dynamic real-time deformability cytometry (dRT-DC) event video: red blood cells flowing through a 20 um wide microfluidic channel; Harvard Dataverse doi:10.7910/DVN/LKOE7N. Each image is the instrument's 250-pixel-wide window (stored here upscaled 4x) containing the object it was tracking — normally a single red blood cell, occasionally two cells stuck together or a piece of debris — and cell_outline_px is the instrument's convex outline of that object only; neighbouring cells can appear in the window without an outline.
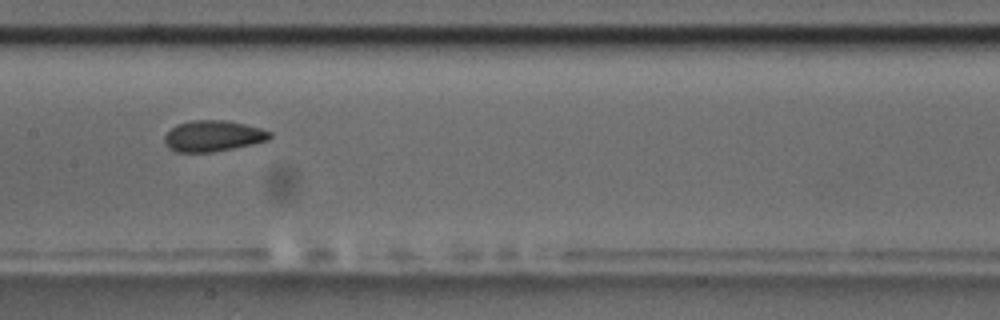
{"species": "common noctule bat (a hibernating species)", "species_latin": "Nyctalus noctula", "temperature_condition": "room temperature", "stored_images_in_passage": 8, "camera_frame_rate_fps": 3000, "um_per_image_px": 0.085, "animal": {"sex": "male", "body_mass_g": 17.5, "forearm_length_mm": 52.3}, "frame": {"image": 1, "passage_image": 4, "time_ms": 3.667, "image_size_px": [1000, 320], "cell_outline_px": [[272, 136], [268, 140], [252, 144], [212, 152], [176, 152], [168, 148], [164, 144], [164, 136], [176, 124], [192, 120], [228, 120], [260, 128], [272, 132]], "centroid_in_image_um": [18.09, 11.55], "position_along_channel_um": 189.3, "area_um2": 19.07}}
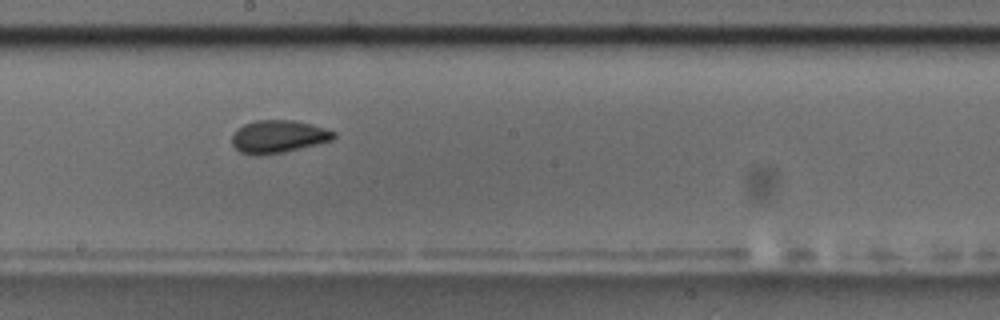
{"frame": {"image": 2, "passage_image": 5, "time_ms": 4.667, "image_size_px": [1000, 320], "cell_outline_px": [[336, 136], [332, 140], [284, 152], [240, 152], [232, 144], [232, 136], [244, 124], [256, 120], [296, 120], [312, 124], [336, 132]], "centroid_in_image_um": [23.72, 11.56], "position_along_channel_um": 224.5, "area_um2": 18.67}}
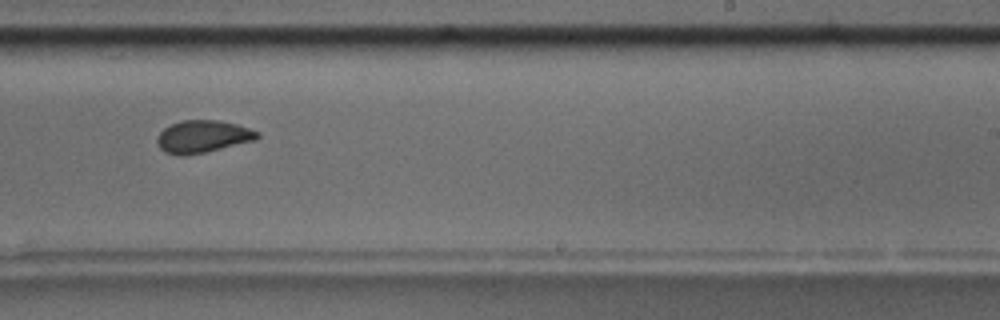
{"frame": {"image": 3, "passage_image": 6, "time_ms": 6.0, "image_size_px": [1000, 320], "cell_outline_px": [[260, 136], [256, 140], [204, 152], [184, 156], [180, 156], [164, 152], [160, 148], [156, 140], [156, 136], [164, 128], [180, 120], [216, 120], [236, 124], [260, 132]], "centroid_in_image_um": [17.21, 11.61], "position_along_channel_um": 271.8, "area_um2": 18.9}}